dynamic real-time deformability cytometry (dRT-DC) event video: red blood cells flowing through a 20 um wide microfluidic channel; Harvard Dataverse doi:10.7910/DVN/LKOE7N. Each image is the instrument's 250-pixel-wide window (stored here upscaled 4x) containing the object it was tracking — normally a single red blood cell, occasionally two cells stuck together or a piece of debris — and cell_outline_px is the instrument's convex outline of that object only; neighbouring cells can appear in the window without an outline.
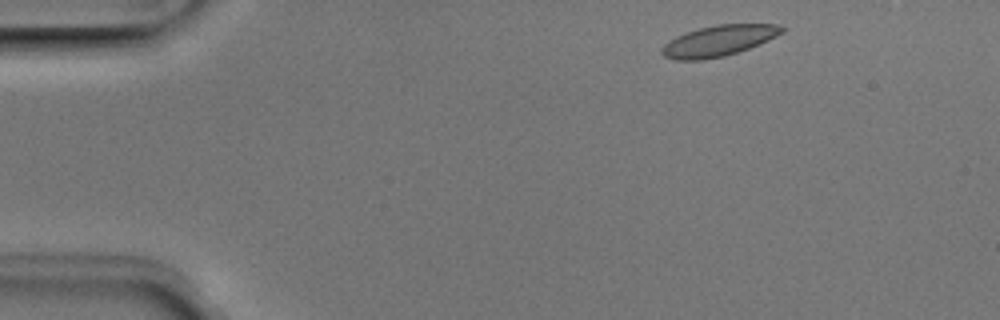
{"species": "Egyptian fruit bat (a non-hibernating species)", "species_latin": "Rousettus aegyptiacus", "temperature_condition": "room temperature", "stored_images_in_passage": 5, "camera_frame_rate_fps": 3000, "um_per_image_px": 0.085, "animal": {"sex": "male"}, "frame": {"image": 1, "passage_image": 1, "time_ms": 0.0, "image_size_px": [1000, 320], "cell_outline_px": [[784, 32], [760, 44], [724, 56], [704, 60], [676, 60], [664, 56], [660, 52], [664, 44], [676, 36], [700, 28], [716, 24], [776, 24], [784, 28]], "centroid_in_image_um": [61.08, 3.47], "position_along_channel_um": 23.9, "area_um2": 21.39}}
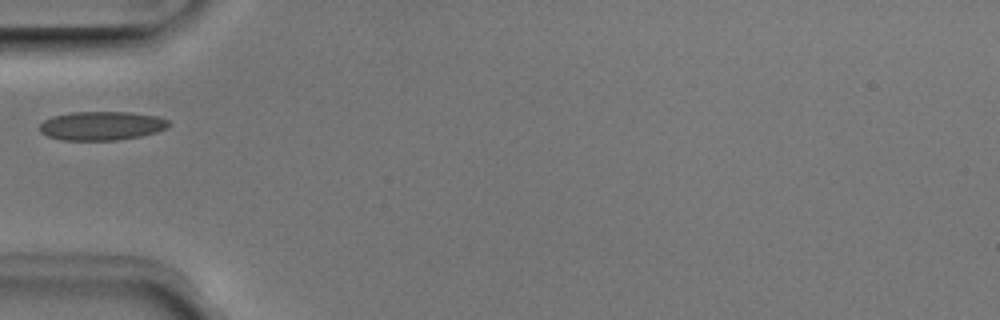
{"frame": {"image": 2, "passage_image": 4, "time_ms": 1.0, "image_size_px": [1000, 320], "cell_outline_px": [[168, 128], [156, 132], [140, 136], [116, 140], [60, 140], [48, 136], [40, 132], [40, 124], [44, 120], [52, 116], [72, 112], [128, 112], [156, 116], [168, 120]], "centroid_in_image_um": [8.61, 10.69], "position_along_channel_um": 76.4, "area_um2": 21.62}}